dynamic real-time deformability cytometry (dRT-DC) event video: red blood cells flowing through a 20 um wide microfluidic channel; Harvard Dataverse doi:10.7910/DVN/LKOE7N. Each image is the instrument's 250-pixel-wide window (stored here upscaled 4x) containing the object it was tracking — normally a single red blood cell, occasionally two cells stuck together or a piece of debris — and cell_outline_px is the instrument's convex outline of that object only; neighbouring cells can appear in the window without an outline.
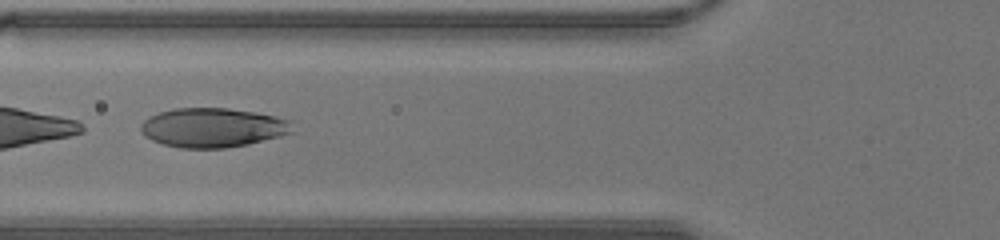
{"species": "human", "species_latin": "Homo sapiens", "temperature_condition": "warm", "stored_images_in_passage": 40, "segment_of_instrument_passage": [2, 2], "camera_frame_rate_fps": 3000, "um_per_image_px": 0.085, "donor": {"sex": "male"}, "frame": {"image": 1, "passage_image": 15, "time_ms": 4.667, "image_size_px": [1000, 240], "cell_outline_px": [[292, 132], [280, 136], [248, 144], [224, 148], [180, 148], [164, 144], [152, 140], [144, 136], [140, 132], [140, 124], [148, 116], [172, 108], [228, 108], [252, 112], [292, 120]], "centroid_in_image_um": [18.04, 10.85], "position_along_channel_um": 107.8, "area_um2": 34.74}}
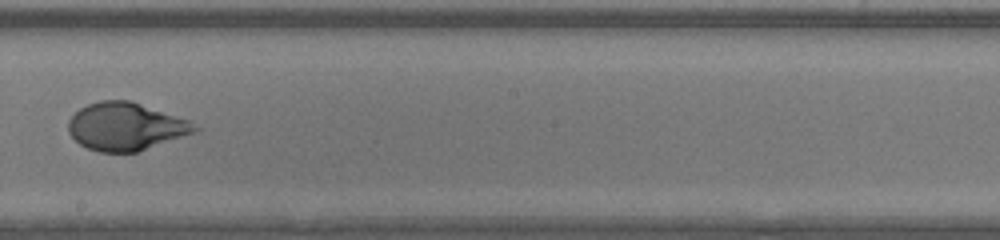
{"frame": {"image": 2, "passage_image": 23, "time_ms": 7.333, "image_size_px": [1000, 240], "cell_outline_px": [[200, 128], [196, 132], [136, 152], [100, 152], [88, 148], [80, 144], [68, 132], [68, 120], [80, 108], [88, 104], [100, 100], [128, 100], [188, 120]], "centroid_in_image_um": [10.66, 10.76], "position_along_channel_um": 237.5, "area_um2": 34.74}}
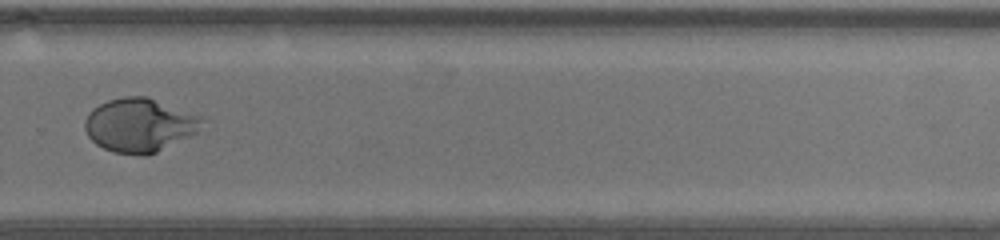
{"frame": {"image": 3, "passage_image": 28, "time_ms": 9.0, "image_size_px": [1000, 240], "cell_outline_px": [[204, 120], [200, 132], [148, 156], [140, 156], [112, 152], [96, 144], [88, 136], [84, 128], [84, 120], [88, 112], [92, 108], [108, 100], [124, 96], [148, 96], [200, 116]], "centroid_in_image_um": [11.86, 10.64], "position_along_channel_um": 317.9, "area_um2": 37.17}}